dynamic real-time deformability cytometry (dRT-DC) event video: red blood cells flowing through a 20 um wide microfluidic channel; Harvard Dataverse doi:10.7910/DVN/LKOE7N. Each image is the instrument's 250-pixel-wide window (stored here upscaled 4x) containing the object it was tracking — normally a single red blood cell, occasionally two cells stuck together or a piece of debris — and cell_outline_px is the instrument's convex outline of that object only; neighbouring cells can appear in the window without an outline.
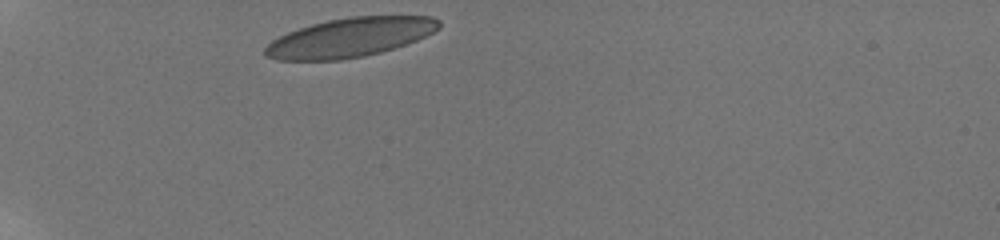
{"species": "human", "species_latin": "Homo sapiens", "temperature_condition": "room temperature", "stored_images_in_passage": 28, "camera_frame_rate_fps": 3000, "um_per_image_px": 0.085, "donor": {"sex": "male"}, "frame": {"image": 1, "passage_image": 1, "time_ms": 0.0, "image_size_px": [1000, 240], "cell_outline_px": [[440, 28], [416, 40], [380, 52], [364, 56], [340, 60], [276, 60], [264, 56], [264, 48], [272, 40], [288, 32], [312, 24], [328, 20], [348, 16], [432, 16], [440, 20]], "centroid_in_image_um": [29.72, 3.18], "position_along_channel_um": 55.3, "area_um2": 39.48}}
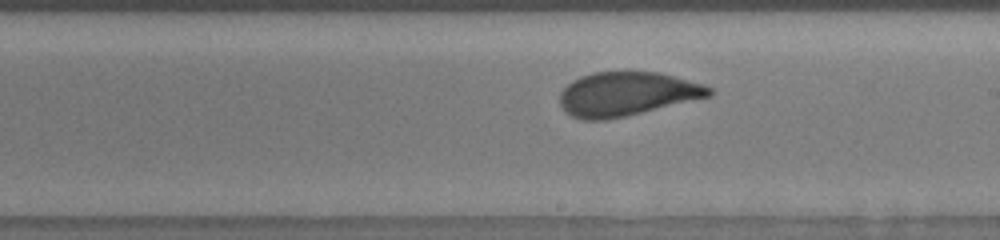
{"frame": {"image": 2, "passage_image": 16, "time_ms": 5.667, "image_size_px": [1000, 240], "cell_outline_px": [[716, 92], [712, 96], [608, 120], [580, 120], [564, 112], [560, 104], [560, 92], [572, 80], [580, 76], [592, 72], [656, 72], [704, 84], [712, 88]], "centroid_in_image_um": [53.27, 8.0], "position_along_channel_um": 235.7, "area_um2": 38.38}}
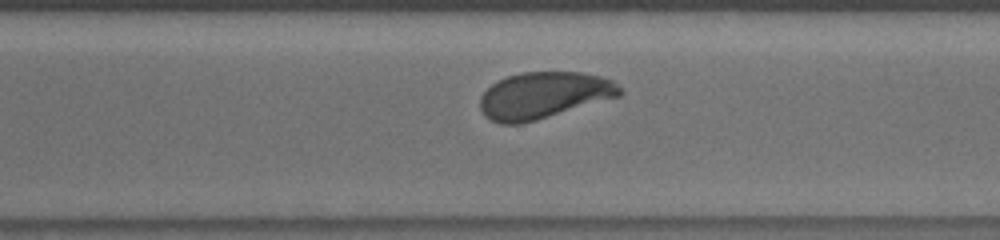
{"frame": {"image": 3, "passage_image": 23, "time_ms": 8.0, "image_size_px": [1000, 240], "cell_outline_px": [[624, 92], [620, 96], [536, 120], [520, 124], [500, 124], [484, 116], [480, 108], [480, 96], [492, 84], [508, 76], [520, 72], [580, 72], [600, 76], [612, 80]], "centroid_in_image_um": [46.2, 8.1], "position_along_channel_um": 324.4, "area_um2": 37.8}, "authors_computed_cell_mechanics": {"area_um2": 38.3214, "velocity_mm_per_s": 3.8127, "shape_relaxation_time_tau1_ms": 3.7916, "shape_relaxation_time_tau2_ms": null, "deformation_change_tau1": 0.13, "deformation_change_tau2": null}}